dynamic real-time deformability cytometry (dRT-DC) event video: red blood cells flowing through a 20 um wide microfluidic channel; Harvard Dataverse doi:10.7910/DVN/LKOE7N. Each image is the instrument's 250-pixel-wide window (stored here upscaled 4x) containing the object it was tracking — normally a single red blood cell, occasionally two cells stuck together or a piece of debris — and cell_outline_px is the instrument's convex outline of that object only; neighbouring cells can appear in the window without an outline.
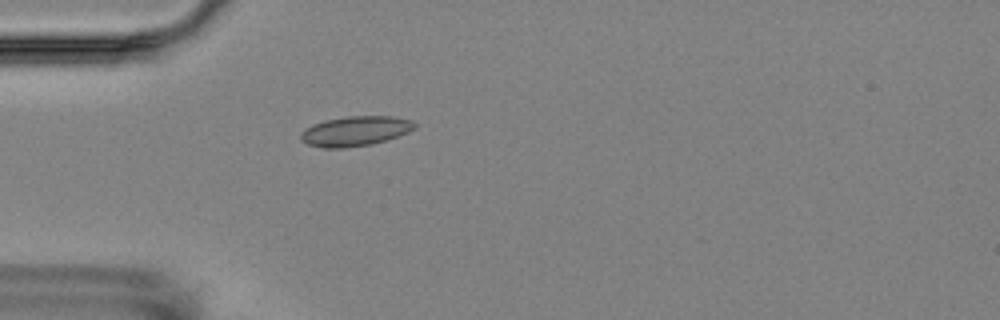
{"species": "Egyptian fruit bat (a non-hibernating species)", "species_latin": "Rousettus aegyptiacus", "temperature_condition": "room temperature", "stored_images_in_passage": 4, "camera_frame_rate_fps": 3000, "um_per_image_px": 0.085, "animal": {"sex": "female"}, "frame": {"image": 1, "passage_image": 4, "time_ms": 4.333, "image_size_px": [1000, 320], "cell_outline_px": [[416, 128], [408, 132], [372, 144], [344, 148], [324, 148], [308, 144], [300, 140], [300, 132], [304, 128], [312, 124], [324, 120], [348, 116], [392, 116], [412, 120], [416, 124]], "centroid_in_image_um": [30.16, 11.14], "position_along_channel_um": 54.8, "area_um2": 19.88}}